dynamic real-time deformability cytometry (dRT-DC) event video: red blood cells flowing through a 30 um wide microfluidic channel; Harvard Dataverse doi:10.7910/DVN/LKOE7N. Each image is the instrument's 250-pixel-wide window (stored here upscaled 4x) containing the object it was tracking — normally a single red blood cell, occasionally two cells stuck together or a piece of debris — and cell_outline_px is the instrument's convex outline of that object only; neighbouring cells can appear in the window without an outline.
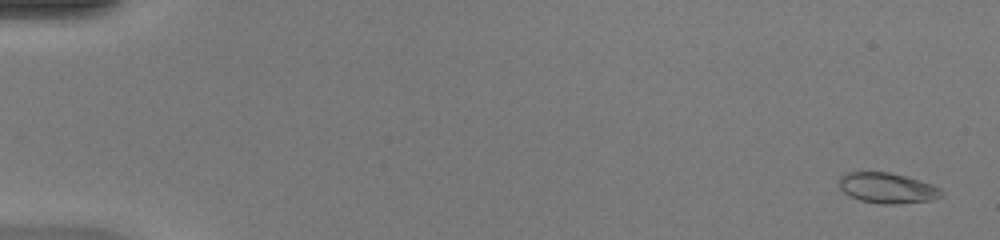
{"species": "common noctule bat (a hibernating species)", "species_latin": "Nyctalus noctula", "temperature_condition": "warm", "stored_images_in_passage": 50, "camera_frame_rate_fps": 3000, "um_per_image_px": 0.085, "animal": {"sex": "female", "body_mass_g": 20.0, "forearm_length_mm": 54.0}, "frame": {"image": 1, "passage_image": 2, "time_ms": 0.333, "image_size_px": [1000, 240], "cell_outline_px": [[944, 192], [940, 196], [932, 200], [896, 204], [880, 204], [860, 200], [848, 196], [840, 188], [840, 176], [844, 172], [888, 172], [920, 180], [932, 184], [940, 188]], "centroid_in_image_um": [75.41, 15.98], "position_along_channel_um": 9.6, "area_um2": 18.21}}
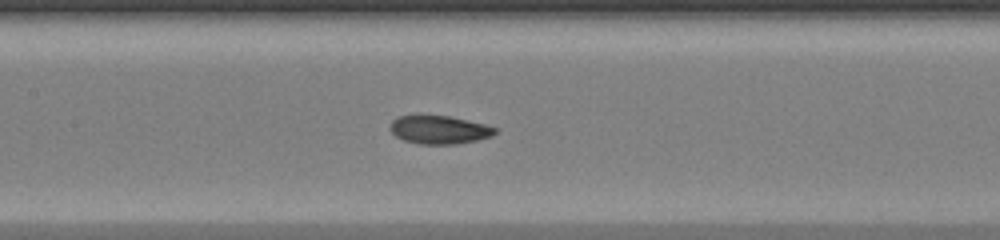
{"frame": {"image": 2, "passage_image": 25, "time_ms": 8.0, "image_size_px": [1000, 240], "cell_outline_px": [[496, 132], [492, 136], [476, 140], [456, 144], [420, 144], [404, 140], [396, 136], [388, 128], [392, 120], [396, 116], [416, 112], [448, 116], [484, 124], [496, 128]], "centroid_in_image_um": [37.24, 10.98], "position_along_channel_um": 170.2, "area_um2": 17.86}}
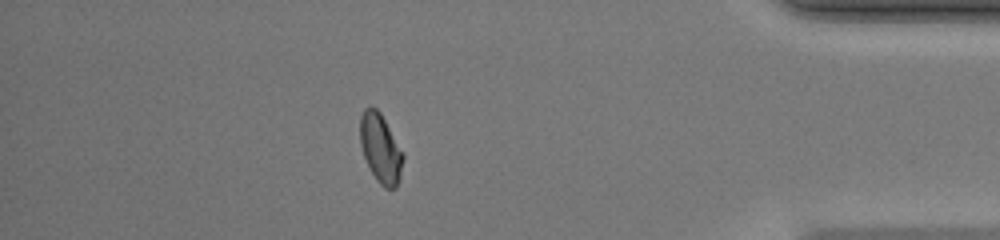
{"frame": {"image": 3, "passage_image": 44, "time_ms": 14.333, "image_size_px": [1000, 240], "cell_outline_px": [[404, 160], [400, 180], [396, 188], [384, 188], [376, 180], [364, 156], [360, 144], [360, 116], [364, 108], [368, 104], [376, 108], [380, 112], [404, 156]], "centroid_in_image_um": [32.34, 12.61], "position_along_channel_um": 402.9, "area_um2": 17.22}, "authors_computed_cell_mechanics": {"area_um2": 17.5423, "velocity_mm_per_s": 4.244, "shape_relaxation_time_tau1_ms": null, "shape_relaxation_time_tau2_ms": 1.9755, "deformation_change_tau1": null, "deformation_change_tau2": 0.048}}